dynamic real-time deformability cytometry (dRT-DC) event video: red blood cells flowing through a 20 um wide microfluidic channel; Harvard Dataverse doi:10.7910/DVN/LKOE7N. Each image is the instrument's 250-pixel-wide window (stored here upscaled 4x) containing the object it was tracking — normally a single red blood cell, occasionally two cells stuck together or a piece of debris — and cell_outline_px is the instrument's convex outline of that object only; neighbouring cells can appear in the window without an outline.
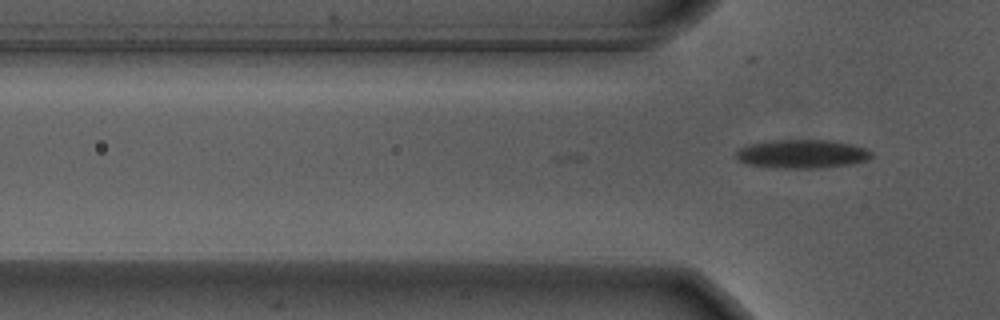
{"species": "Egyptian fruit bat (a non-hibernating species)", "species_latin": "Rousettus aegyptiacus", "temperature_condition": "warm", "stored_images_in_passage": 2, "camera_frame_rate_fps": 3000, "um_per_image_px": 0.085, "animal": {"sex": "male"}, "frame": {"image": 1, "passage_image": 2, "time_ms": 0.333, "image_size_px": [1000, 320], "cell_outline_px": [[872, 156], [868, 160], [852, 164], [824, 168], [768, 168], [744, 164], [736, 156], [736, 152], [740, 148], [748, 144], [768, 140], [832, 140], [852, 144], [864, 148], [872, 152]], "centroid_in_image_um": [68.16, 13.09], "position_along_channel_um": 57.6, "area_um2": 23.0}}